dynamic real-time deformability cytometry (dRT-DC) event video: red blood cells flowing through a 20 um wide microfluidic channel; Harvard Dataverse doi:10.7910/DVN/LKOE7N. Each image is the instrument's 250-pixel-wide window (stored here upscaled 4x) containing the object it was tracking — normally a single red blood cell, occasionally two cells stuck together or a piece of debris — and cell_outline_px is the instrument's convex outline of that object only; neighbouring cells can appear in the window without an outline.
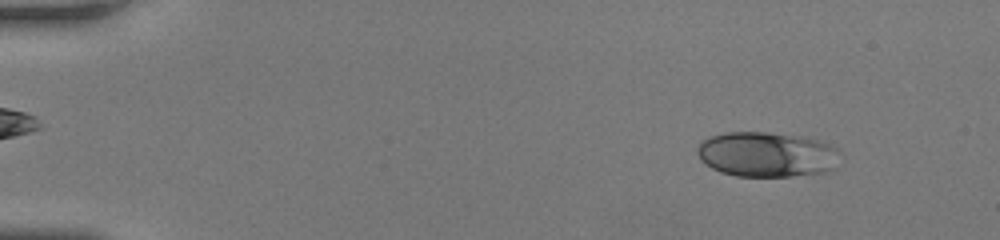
{"species": "human", "species_latin": "Homo sapiens", "temperature_condition": "room temperature", "stored_images_in_passage": 21, "camera_frame_rate_fps": 3000, "um_per_image_px": 0.085, "donor": {"sex": "female"}, "frame": {"image": 1, "passage_image": 6, "time_ms": 1.667, "image_size_px": [1000, 240], "cell_outline_px": [[844, 156], [836, 168], [828, 172], [788, 176], [736, 176], [720, 172], [712, 168], [700, 160], [696, 152], [696, 148], [708, 136], [728, 132], [768, 132], [800, 136], [816, 140], [828, 144], [844, 152]], "centroid_in_image_um": [65.24, 13.13], "position_along_channel_um": 19.8, "area_um2": 38.09}}
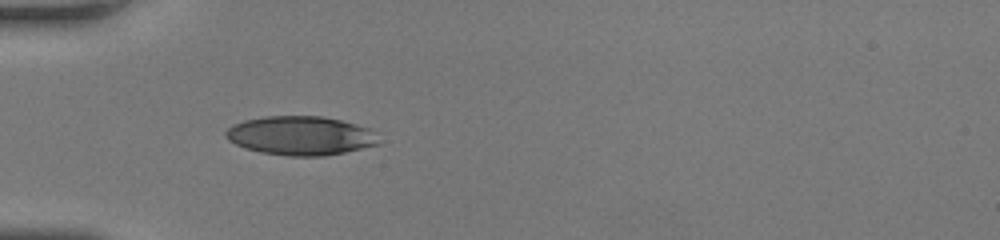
{"frame": {"image": 2, "passage_image": 17, "time_ms": 5.333, "image_size_px": [1000, 240], "cell_outline_px": [[380, 144], [344, 152], [324, 156], [288, 156], [260, 152], [244, 148], [228, 140], [224, 136], [224, 132], [232, 124], [244, 120], [264, 116], [320, 116], [340, 120], [356, 124], [368, 128]], "centroid_in_image_um": [25.47, 11.53], "position_along_channel_um": 59.5, "area_um2": 34.62}}